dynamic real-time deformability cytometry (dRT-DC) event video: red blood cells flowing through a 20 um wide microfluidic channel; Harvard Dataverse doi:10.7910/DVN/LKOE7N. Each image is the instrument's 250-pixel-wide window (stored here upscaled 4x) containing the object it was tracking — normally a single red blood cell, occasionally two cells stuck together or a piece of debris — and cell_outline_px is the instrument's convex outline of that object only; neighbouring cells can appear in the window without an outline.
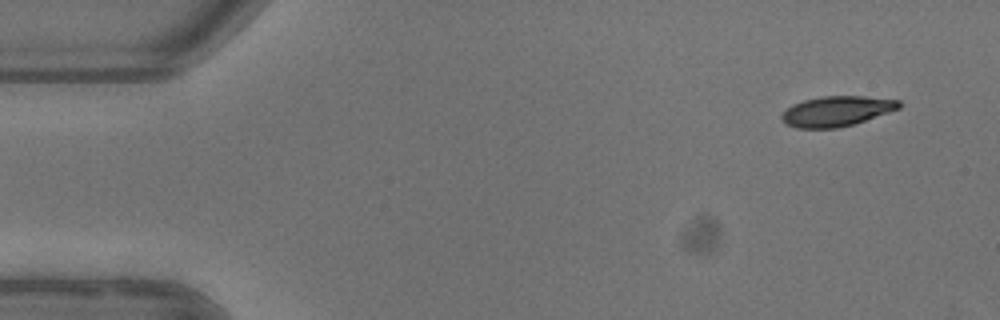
{"species": "common noctule bat (a hibernating species)", "species_latin": "Nyctalus noctula", "temperature_condition": "warm", "stored_images_in_passage": 4, "camera_frame_rate_fps": 3000, "um_per_image_px": 0.085, "animal": {"sex": "female"}, "frame": {"image": 1, "passage_image": 1, "time_ms": 0.0, "image_size_px": [1000, 320], "cell_outline_px": [[904, 104], [900, 108], [852, 124], [836, 128], [796, 128], [784, 124], [780, 116], [792, 104], [804, 100], [824, 96], [864, 96], [900, 100]], "centroid_in_image_um": [71.1, 9.44], "position_along_channel_um": 13.9, "area_um2": 20.52}}
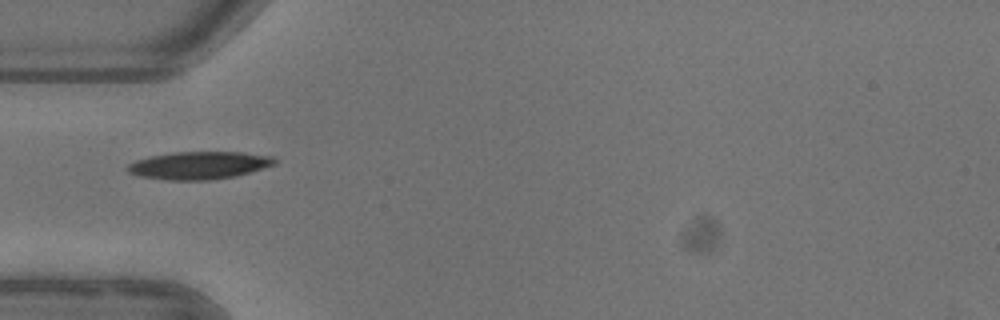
{"frame": {"image": 2, "passage_image": 4, "time_ms": 4.333, "image_size_px": [1000, 320], "cell_outline_px": [[276, 164], [236, 176], [208, 180], [172, 180], [140, 176], [128, 172], [124, 168], [128, 164], [136, 160], [152, 156], [176, 152], [244, 152], [272, 156], [276, 160]], "centroid_in_image_um": [16.93, 14.05], "position_along_channel_um": 68.1, "area_um2": 23.58}}